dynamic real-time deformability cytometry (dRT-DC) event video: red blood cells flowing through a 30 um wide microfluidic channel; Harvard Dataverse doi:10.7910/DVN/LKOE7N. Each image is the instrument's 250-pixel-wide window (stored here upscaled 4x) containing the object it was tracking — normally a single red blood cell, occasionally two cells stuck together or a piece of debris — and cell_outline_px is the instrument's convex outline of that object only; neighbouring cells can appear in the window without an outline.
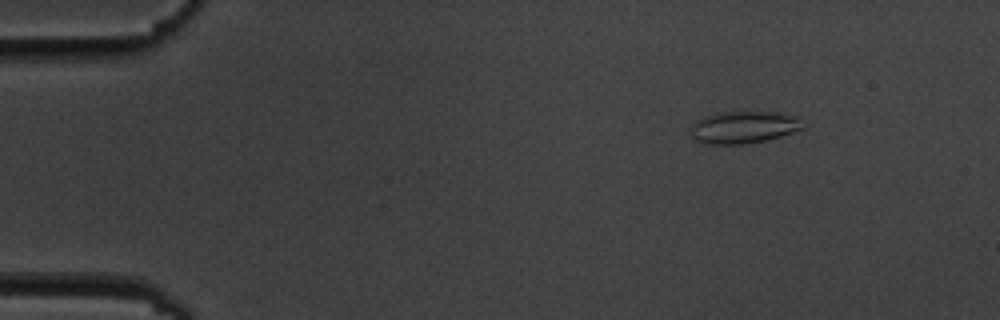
{"species": "common noctule bat (a hibernating species)", "species_latin": "Nyctalus noctula", "temperature_condition": "cold", "stored_images_in_passage": 6, "camera_frame_rate_fps": 3000, "um_per_image_px": 0.085, "animal": {"sex": "male", "body_mass_g": 19.5, "forearm_length_mm": 54.6}, "frame": {"image": 1, "passage_image": 2, "time_ms": 2.0, "image_size_px": [1000, 320], "cell_outline_px": [[804, 128], [780, 136], [764, 140], [744, 144], [708, 144], [696, 140], [692, 136], [692, 124], [696, 120], [704, 116], [720, 112], [776, 112], [792, 116]], "centroid_in_image_um": [63.13, 10.82], "position_along_channel_um": 21.9, "area_um2": 20.52}}
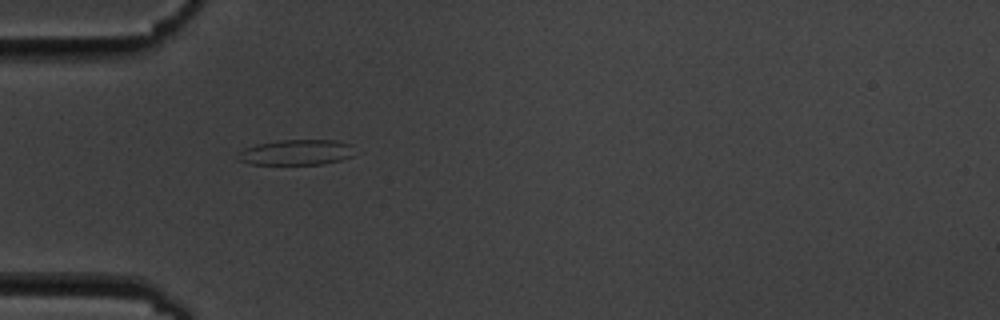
{"frame": {"image": 2, "passage_image": 5, "time_ms": 5.333, "image_size_px": [1000, 320], "cell_outline_px": [[352, 156], [340, 160], [324, 164], [252, 164], [240, 160], [236, 156], [244, 148], [256, 144], [280, 140], [336, 140], [352, 144]], "centroid_in_image_um": [25.19, 12.94], "position_along_channel_um": 59.8, "area_um2": 17.22}}
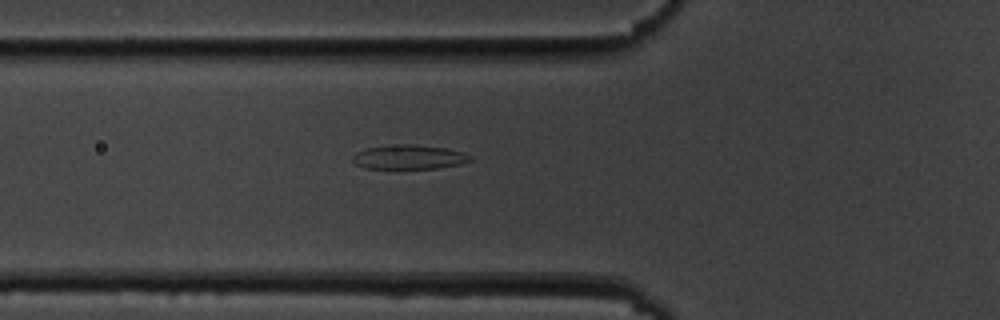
{"frame": {"image": 3, "passage_image": 6, "time_ms": 6.333, "image_size_px": [1000, 320], "cell_outline_px": [[472, 160], [460, 164], [436, 168], [364, 168], [356, 164], [352, 160], [352, 156], [356, 152], [368, 148], [388, 144], [412, 144], [448, 148], [472, 156]], "centroid_in_image_um": [34.74, 13.34], "position_along_channel_um": 91.1, "area_um2": 16.65}}